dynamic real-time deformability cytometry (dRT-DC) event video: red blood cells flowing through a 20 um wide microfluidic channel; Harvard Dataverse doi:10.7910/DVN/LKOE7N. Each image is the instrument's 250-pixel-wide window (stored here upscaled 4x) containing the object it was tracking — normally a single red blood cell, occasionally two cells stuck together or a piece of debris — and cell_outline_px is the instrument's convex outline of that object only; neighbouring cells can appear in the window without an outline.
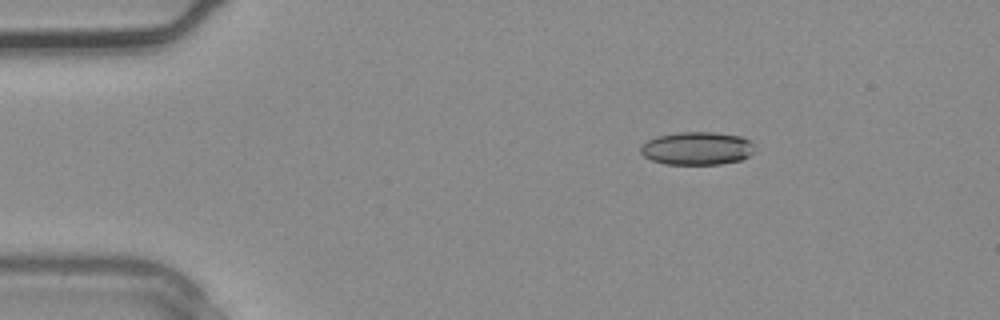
{"species": "common noctule bat (a hibernating species)", "species_latin": "Nyctalus noctula", "temperature_condition": "warm", "stored_images_in_passage": 3, "segment_of_instrument_passage": [1, 2], "camera_frame_rate_fps": 3000, "um_per_image_px": 0.085, "animal": {"sex": "male", "body_mass_g": 20.4}, "frame": {"image": 1, "passage_image": 1, "time_ms": 0.0, "image_size_px": [1000, 320], "cell_outline_px": [[756, 152], [740, 160], [720, 164], [664, 164], [652, 160], [644, 156], [640, 152], [640, 148], [648, 140], [656, 136], [676, 132], [716, 132], [740, 136], [748, 140], [752, 144]], "centroid_in_image_um": [59.25, 12.61], "position_along_channel_um": 25.8, "area_um2": 22.02}}